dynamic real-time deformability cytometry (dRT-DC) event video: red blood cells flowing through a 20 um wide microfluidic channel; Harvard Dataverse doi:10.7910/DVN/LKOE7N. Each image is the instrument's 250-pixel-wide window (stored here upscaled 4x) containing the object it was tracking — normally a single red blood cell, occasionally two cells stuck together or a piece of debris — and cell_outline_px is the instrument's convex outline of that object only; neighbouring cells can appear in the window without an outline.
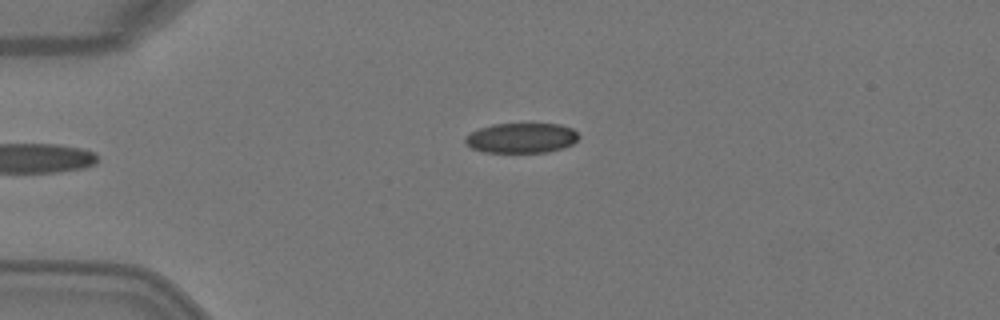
{"species": "Egyptian fruit bat (a non-hibernating species)", "species_latin": "Rousettus aegyptiacus", "temperature_condition": "warm", "stored_images_in_passage": 3, "camera_frame_rate_fps": 3000, "um_per_image_px": 0.085, "animal": {"sex": "female"}, "frame": {"image": 1, "passage_image": 1, "time_ms": 0.0, "image_size_px": [1000, 320], "cell_outline_px": [[580, 136], [572, 144], [564, 148], [548, 152], [484, 152], [472, 148], [464, 144], [464, 140], [472, 132], [480, 128], [492, 124], [560, 124], [572, 128]], "centroid_in_image_um": [44.33, 11.73], "position_along_channel_um": 40.7, "area_um2": 19.83}}